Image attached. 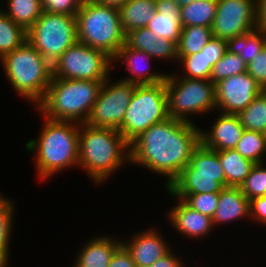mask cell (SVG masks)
Here are the masks:
<instances>
[{"label":"cell","instance_id":"obj_1","mask_svg":"<svg viewBox=\"0 0 266 267\" xmlns=\"http://www.w3.org/2000/svg\"><path fill=\"white\" fill-rule=\"evenodd\" d=\"M200 143L201 129L196 124L169 117L130 144V162L167 176V187L189 164Z\"/></svg>","mask_w":266,"mask_h":267},{"label":"cell","instance_id":"obj_2","mask_svg":"<svg viewBox=\"0 0 266 267\" xmlns=\"http://www.w3.org/2000/svg\"><path fill=\"white\" fill-rule=\"evenodd\" d=\"M126 161L130 162V144L118 130L80 124L78 165L91 181H107Z\"/></svg>","mask_w":266,"mask_h":267},{"label":"cell","instance_id":"obj_3","mask_svg":"<svg viewBox=\"0 0 266 267\" xmlns=\"http://www.w3.org/2000/svg\"><path fill=\"white\" fill-rule=\"evenodd\" d=\"M45 121L38 139L25 144L28 151L36 153V170L44 179L75 165H78L80 124L70 121H56L44 117Z\"/></svg>","mask_w":266,"mask_h":267},{"label":"cell","instance_id":"obj_4","mask_svg":"<svg viewBox=\"0 0 266 267\" xmlns=\"http://www.w3.org/2000/svg\"><path fill=\"white\" fill-rule=\"evenodd\" d=\"M104 81L52 78L44 98L36 105L44 117L85 123Z\"/></svg>","mask_w":266,"mask_h":267},{"label":"cell","instance_id":"obj_5","mask_svg":"<svg viewBox=\"0 0 266 267\" xmlns=\"http://www.w3.org/2000/svg\"><path fill=\"white\" fill-rule=\"evenodd\" d=\"M0 61L14 90L37 105L52 80V64L28 41Z\"/></svg>","mask_w":266,"mask_h":267},{"label":"cell","instance_id":"obj_6","mask_svg":"<svg viewBox=\"0 0 266 267\" xmlns=\"http://www.w3.org/2000/svg\"><path fill=\"white\" fill-rule=\"evenodd\" d=\"M76 22L78 41L105 52L112 59L125 44L119 8L84 0Z\"/></svg>","mask_w":266,"mask_h":267},{"label":"cell","instance_id":"obj_7","mask_svg":"<svg viewBox=\"0 0 266 267\" xmlns=\"http://www.w3.org/2000/svg\"><path fill=\"white\" fill-rule=\"evenodd\" d=\"M227 187L218 153L202 143L194 150L189 164L165 189L174 198L188 194L215 193Z\"/></svg>","mask_w":266,"mask_h":267},{"label":"cell","instance_id":"obj_8","mask_svg":"<svg viewBox=\"0 0 266 267\" xmlns=\"http://www.w3.org/2000/svg\"><path fill=\"white\" fill-rule=\"evenodd\" d=\"M169 118L165 81L136 85L118 131L131 144L151 125Z\"/></svg>","mask_w":266,"mask_h":267},{"label":"cell","instance_id":"obj_9","mask_svg":"<svg viewBox=\"0 0 266 267\" xmlns=\"http://www.w3.org/2000/svg\"><path fill=\"white\" fill-rule=\"evenodd\" d=\"M168 115L193 123L189 114L216 110V85L211 80L188 79L167 74L165 80Z\"/></svg>","mask_w":266,"mask_h":267},{"label":"cell","instance_id":"obj_10","mask_svg":"<svg viewBox=\"0 0 266 267\" xmlns=\"http://www.w3.org/2000/svg\"><path fill=\"white\" fill-rule=\"evenodd\" d=\"M27 41L53 64L78 41L76 16L43 11L27 31Z\"/></svg>","mask_w":266,"mask_h":267},{"label":"cell","instance_id":"obj_11","mask_svg":"<svg viewBox=\"0 0 266 267\" xmlns=\"http://www.w3.org/2000/svg\"><path fill=\"white\" fill-rule=\"evenodd\" d=\"M112 63L105 52L77 41L52 64V78L105 81Z\"/></svg>","mask_w":266,"mask_h":267},{"label":"cell","instance_id":"obj_12","mask_svg":"<svg viewBox=\"0 0 266 267\" xmlns=\"http://www.w3.org/2000/svg\"><path fill=\"white\" fill-rule=\"evenodd\" d=\"M108 77L85 122L93 127L118 130L125 117L136 84L119 80L110 84Z\"/></svg>","mask_w":266,"mask_h":267},{"label":"cell","instance_id":"obj_13","mask_svg":"<svg viewBox=\"0 0 266 267\" xmlns=\"http://www.w3.org/2000/svg\"><path fill=\"white\" fill-rule=\"evenodd\" d=\"M258 0H217L212 35L229 39L245 34L257 27Z\"/></svg>","mask_w":266,"mask_h":267},{"label":"cell","instance_id":"obj_14","mask_svg":"<svg viewBox=\"0 0 266 267\" xmlns=\"http://www.w3.org/2000/svg\"><path fill=\"white\" fill-rule=\"evenodd\" d=\"M215 85L216 108L225 114H238L263 91L248 72L232 75Z\"/></svg>","mask_w":266,"mask_h":267},{"label":"cell","instance_id":"obj_15","mask_svg":"<svg viewBox=\"0 0 266 267\" xmlns=\"http://www.w3.org/2000/svg\"><path fill=\"white\" fill-rule=\"evenodd\" d=\"M154 230L150 228L140 232L127 242L121 240V245L130 254L137 267H149L171 250L168 247L170 245L164 240L165 237Z\"/></svg>","mask_w":266,"mask_h":267},{"label":"cell","instance_id":"obj_16","mask_svg":"<svg viewBox=\"0 0 266 267\" xmlns=\"http://www.w3.org/2000/svg\"><path fill=\"white\" fill-rule=\"evenodd\" d=\"M214 122L209 133L201 129V143L212 150L234 149L245 130L237 114L220 113Z\"/></svg>","mask_w":266,"mask_h":267},{"label":"cell","instance_id":"obj_17","mask_svg":"<svg viewBox=\"0 0 266 267\" xmlns=\"http://www.w3.org/2000/svg\"><path fill=\"white\" fill-rule=\"evenodd\" d=\"M176 199L177 205L168 212L173 227L193 240L210 234L214 227L212 218L192 209L182 199Z\"/></svg>","mask_w":266,"mask_h":267},{"label":"cell","instance_id":"obj_18","mask_svg":"<svg viewBox=\"0 0 266 267\" xmlns=\"http://www.w3.org/2000/svg\"><path fill=\"white\" fill-rule=\"evenodd\" d=\"M156 13L147 28L157 37L178 44L182 29L181 7L173 0H155Z\"/></svg>","mask_w":266,"mask_h":267},{"label":"cell","instance_id":"obj_19","mask_svg":"<svg viewBox=\"0 0 266 267\" xmlns=\"http://www.w3.org/2000/svg\"><path fill=\"white\" fill-rule=\"evenodd\" d=\"M152 59L153 58L148 53L128 47L126 44H124L112 60L113 63H115L116 60H122V62L124 60L126 64L125 66L128 67V70L131 73V75H129L130 77L128 76L122 79V81L134 83L136 85L157 84L160 82H164L166 80L167 74L159 72L151 73V68L149 66L146 67L147 69L144 68V70L140 68V65L142 64L141 62L148 61L149 63Z\"/></svg>","mask_w":266,"mask_h":267},{"label":"cell","instance_id":"obj_20","mask_svg":"<svg viewBox=\"0 0 266 267\" xmlns=\"http://www.w3.org/2000/svg\"><path fill=\"white\" fill-rule=\"evenodd\" d=\"M250 217L249 200L240 187L228 186L219 192L218 206L212 217L213 226Z\"/></svg>","mask_w":266,"mask_h":267},{"label":"cell","instance_id":"obj_21","mask_svg":"<svg viewBox=\"0 0 266 267\" xmlns=\"http://www.w3.org/2000/svg\"><path fill=\"white\" fill-rule=\"evenodd\" d=\"M121 246L109 236L95 237L89 240L79 251L73 267H109L114 252Z\"/></svg>","mask_w":266,"mask_h":267},{"label":"cell","instance_id":"obj_22","mask_svg":"<svg viewBox=\"0 0 266 267\" xmlns=\"http://www.w3.org/2000/svg\"><path fill=\"white\" fill-rule=\"evenodd\" d=\"M155 0H129L119 8L121 26L124 33L147 27L155 17Z\"/></svg>","mask_w":266,"mask_h":267},{"label":"cell","instance_id":"obj_23","mask_svg":"<svg viewBox=\"0 0 266 267\" xmlns=\"http://www.w3.org/2000/svg\"><path fill=\"white\" fill-rule=\"evenodd\" d=\"M215 151L218 153L220 165L224 170L227 187H240L255 163L242 157L235 149Z\"/></svg>","mask_w":266,"mask_h":267},{"label":"cell","instance_id":"obj_24","mask_svg":"<svg viewBox=\"0 0 266 267\" xmlns=\"http://www.w3.org/2000/svg\"><path fill=\"white\" fill-rule=\"evenodd\" d=\"M226 41L227 51L239 55L248 65L266 45V32L256 28Z\"/></svg>","mask_w":266,"mask_h":267},{"label":"cell","instance_id":"obj_25","mask_svg":"<svg viewBox=\"0 0 266 267\" xmlns=\"http://www.w3.org/2000/svg\"><path fill=\"white\" fill-rule=\"evenodd\" d=\"M217 0H194L181 7L182 27H210L215 20Z\"/></svg>","mask_w":266,"mask_h":267},{"label":"cell","instance_id":"obj_26","mask_svg":"<svg viewBox=\"0 0 266 267\" xmlns=\"http://www.w3.org/2000/svg\"><path fill=\"white\" fill-rule=\"evenodd\" d=\"M6 1L8 9L3 12L26 31H28L36 20L43 14L41 0Z\"/></svg>","mask_w":266,"mask_h":267},{"label":"cell","instance_id":"obj_27","mask_svg":"<svg viewBox=\"0 0 266 267\" xmlns=\"http://www.w3.org/2000/svg\"><path fill=\"white\" fill-rule=\"evenodd\" d=\"M213 37L212 30L206 26L182 27L177 44V55L183 57L200 52Z\"/></svg>","mask_w":266,"mask_h":267},{"label":"cell","instance_id":"obj_28","mask_svg":"<svg viewBox=\"0 0 266 267\" xmlns=\"http://www.w3.org/2000/svg\"><path fill=\"white\" fill-rule=\"evenodd\" d=\"M27 41V31L0 10V59Z\"/></svg>","mask_w":266,"mask_h":267},{"label":"cell","instance_id":"obj_29","mask_svg":"<svg viewBox=\"0 0 266 267\" xmlns=\"http://www.w3.org/2000/svg\"><path fill=\"white\" fill-rule=\"evenodd\" d=\"M237 116L246 130L266 134V90L258 94Z\"/></svg>","mask_w":266,"mask_h":267},{"label":"cell","instance_id":"obj_30","mask_svg":"<svg viewBox=\"0 0 266 267\" xmlns=\"http://www.w3.org/2000/svg\"><path fill=\"white\" fill-rule=\"evenodd\" d=\"M234 149L255 164L263 163L265 159L262 156L266 153V134L245 129Z\"/></svg>","mask_w":266,"mask_h":267},{"label":"cell","instance_id":"obj_31","mask_svg":"<svg viewBox=\"0 0 266 267\" xmlns=\"http://www.w3.org/2000/svg\"><path fill=\"white\" fill-rule=\"evenodd\" d=\"M1 194V193H0ZM13 202L0 195V267H7L14 212Z\"/></svg>","mask_w":266,"mask_h":267},{"label":"cell","instance_id":"obj_32","mask_svg":"<svg viewBox=\"0 0 266 267\" xmlns=\"http://www.w3.org/2000/svg\"><path fill=\"white\" fill-rule=\"evenodd\" d=\"M182 62L185 69V75H182L188 79L209 80L213 67L208 63V57L206 56V49H202L200 52L178 57L177 62Z\"/></svg>","mask_w":266,"mask_h":267},{"label":"cell","instance_id":"obj_33","mask_svg":"<svg viewBox=\"0 0 266 267\" xmlns=\"http://www.w3.org/2000/svg\"><path fill=\"white\" fill-rule=\"evenodd\" d=\"M247 72V64L237 54L226 51L224 56L213 66L210 79L214 84L232 75Z\"/></svg>","mask_w":266,"mask_h":267},{"label":"cell","instance_id":"obj_34","mask_svg":"<svg viewBox=\"0 0 266 267\" xmlns=\"http://www.w3.org/2000/svg\"><path fill=\"white\" fill-rule=\"evenodd\" d=\"M240 189L249 201L266 195V167H264V163H258L252 167L250 174L240 185Z\"/></svg>","mask_w":266,"mask_h":267},{"label":"cell","instance_id":"obj_35","mask_svg":"<svg viewBox=\"0 0 266 267\" xmlns=\"http://www.w3.org/2000/svg\"><path fill=\"white\" fill-rule=\"evenodd\" d=\"M158 37L147 27H141L126 33L125 44L128 47L141 50L154 58V46Z\"/></svg>","mask_w":266,"mask_h":267},{"label":"cell","instance_id":"obj_36","mask_svg":"<svg viewBox=\"0 0 266 267\" xmlns=\"http://www.w3.org/2000/svg\"><path fill=\"white\" fill-rule=\"evenodd\" d=\"M219 192L188 194L183 201L192 209L213 217L218 206Z\"/></svg>","mask_w":266,"mask_h":267},{"label":"cell","instance_id":"obj_37","mask_svg":"<svg viewBox=\"0 0 266 267\" xmlns=\"http://www.w3.org/2000/svg\"><path fill=\"white\" fill-rule=\"evenodd\" d=\"M84 0H41L43 11L76 16Z\"/></svg>","mask_w":266,"mask_h":267},{"label":"cell","instance_id":"obj_38","mask_svg":"<svg viewBox=\"0 0 266 267\" xmlns=\"http://www.w3.org/2000/svg\"><path fill=\"white\" fill-rule=\"evenodd\" d=\"M247 72L256 80L263 90H266V45L247 65Z\"/></svg>","mask_w":266,"mask_h":267},{"label":"cell","instance_id":"obj_39","mask_svg":"<svg viewBox=\"0 0 266 267\" xmlns=\"http://www.w3.org/2000/svg\"><path fill=\"white\" fill-rule=\"evenodd\" d=\"M203 49H206L208 63L213 67L227 51V41L213 36Z\"/></svg>","mask_w":266,"mask_h":267},{"label":"cell","instance_id":"obj_40","mask_svg":"<svg viewBox=\"0 0 266 267\" xmlns=\"http://www.w3.org/2000/svg\"><path fill=\"white\" fill-rule=\"evenodd\" d=\"M178 59L177 44L163 37H158L154 46V59Z\"/></svg>","mask_w":266,"mask_h":267},{"label":"cell","instance_id":"obj_41","mask_svg":"<svg viewBox=\"0 0 266 267\" xmlns=\"http://www.w3.org/2000/svg\"><path fill=\"white\" fill-rule=\"evenodd\" d=\"M249 208V218L266 225V195L250 200Z\"/></svg>","mask_w":266,"mask_h":267},{"label":"cell","instance_id":"obj_42","mask_svg":"<svg viewBox=\"0 0 266 267\" xmlns=\"http://www.w3.org/2000/svg\"><path fill=\"white\" fill-rule=\"evenodd\" d=\"M109 267H137L130 254L121 245L113 254Z\"/></svg>","mask_w":266,"mask_h":267},{"label":"cell","instance_id":"obj_43","mask_svg":"<svg viewBox=\"0 0 266 267\" xmlns=\"http://www.w3.org/2000/svg\"><path fill=\"white\" fill-rule=\"evenodd\" d=\"M173 253L174 252L170 250L166 255L149 267H183L184 264H182L183 262L181 259Z\"/></svg>","mask_w":266,"mask_h":267},{"label":"cell","instance_id":"obj_44","mask_svg":"<svg viewBox=\"0 0 266 267\" xmlns=\"http://www.w3.org/2000/svg\"><path fill=\"white\" fill-rule=\"evenodd\" d=\"M257 27L266 32V0H258Z\"/></svg>","mask_w":266,"mask_h":267},{"label":"cell","instance_id":"obj_45","mask_svg":"<svg viewBox=\"0 0 266 267\" xmlns=\"http://www.w3.org/2000/svg\"><path fill=\"white\" fill-rule=\"evenodd\" d=\"M108 6L120 8L124 6L129 0H91Z\"/></svg>","mask_w":266,"mask_h":267},{"label":"cell","instance_id":"obj_46","mask_svg":"<svg viewBox=\"0 0 266 267\" xmlns=\"http://www.w3.org/2000/svg\"><path fill=\"white\" fill-rule=\"evenodd\" d=\"M173 1L176 2L180 7H182L186 4L193 2L194 0H173Z\"/></svg>","mask_w":266,"mask_h":267}]
</instances>
